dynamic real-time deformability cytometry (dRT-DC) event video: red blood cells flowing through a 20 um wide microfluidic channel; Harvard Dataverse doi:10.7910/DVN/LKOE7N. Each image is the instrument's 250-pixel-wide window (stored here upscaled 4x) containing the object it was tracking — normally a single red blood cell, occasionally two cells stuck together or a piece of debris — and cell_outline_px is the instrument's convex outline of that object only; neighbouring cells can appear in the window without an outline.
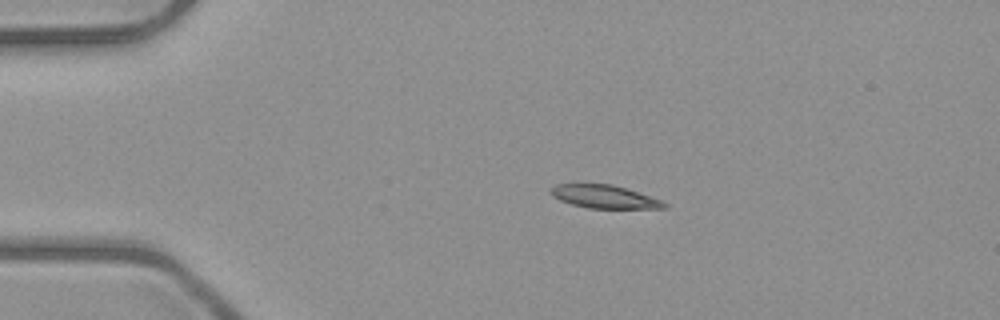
{"species": "common noctule bat (a hibernating species)", "species_latin": "Nyctalus noctula", "temperature_condition": "room temperature", "stored_images_in_passage": 5, "camera_frame_rate_fps": 3000, "um_per_image_px": 0.085, "animal": {"sex": "male", "body_mass_g": 23.1, "forearm_length_mm": 52.7}, "frame": {"image": 1, "passage_image": 2, "time_ms": 1.333, "image_size_px": [1000, 320], "cell_outline_px": [[668, 208], [588, 208], [572, 204], [560, 200], [552, 196], [552, 188], [556, 184], [576, 180], [612, 184], [628, 188], [660, 200], [668, 204]], "centroid_in_image_um": [51.3, 16.66], "position_along_channel_um": 33.7, "area_um2": 15.95}}
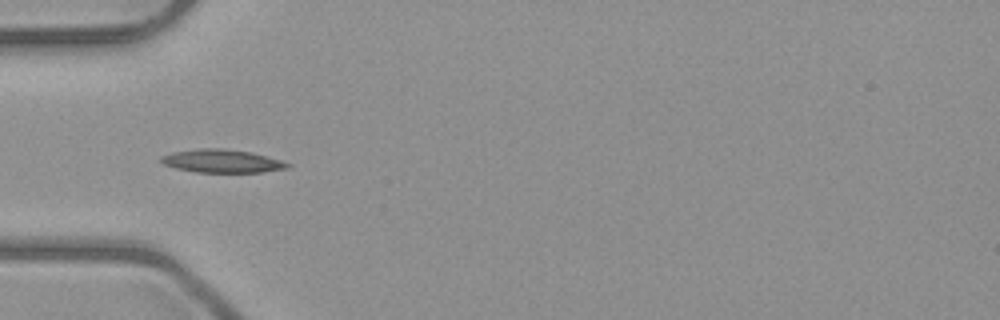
{"frame": {"image": 2, "passage_image": 4, "time_ms": 3.333, "image_size_px": [1000, 320], "cell_outline_px": [[292, 164], [288, 168], [264, 172], [196, 172], [176, 168], [164, 164], [160, 160], [160, 156], [172, 152], [200, 148], [224, 148], [252, 152], [280, 160]], "centroid_in_image_um": [18.87, 13.68], "position_along_channel_um": 66.1, "area_um2": 17.11}}
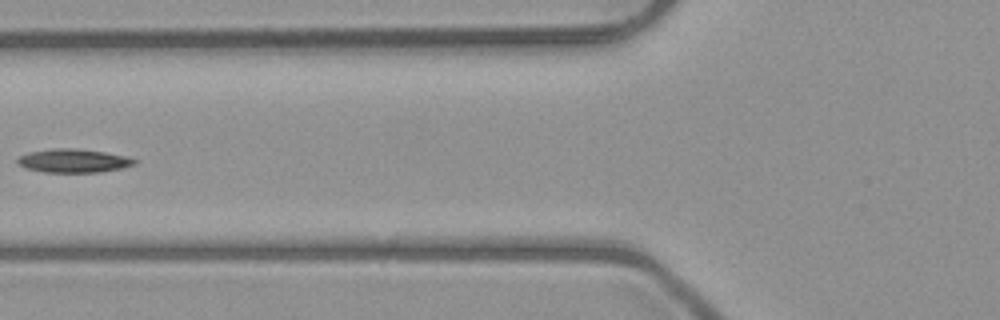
{"frame": {"image": 3, "passage_image": 5, "time_ms": 4.667, "image_size_px": [1000, 320], "cell_outline_px": [[136, 164], [120, 168], [100, 172], [44, 172], [24, 168], [16, 164], [16, 160], [20, 156], [32, 152], [52, 148], [76, 148], [104, 152], [124, 156], [136, 160]], "centroid_in_image_um": [6.2, 13.67], "position_along_channel_um": 119.6, "area_um2": 15.95}}